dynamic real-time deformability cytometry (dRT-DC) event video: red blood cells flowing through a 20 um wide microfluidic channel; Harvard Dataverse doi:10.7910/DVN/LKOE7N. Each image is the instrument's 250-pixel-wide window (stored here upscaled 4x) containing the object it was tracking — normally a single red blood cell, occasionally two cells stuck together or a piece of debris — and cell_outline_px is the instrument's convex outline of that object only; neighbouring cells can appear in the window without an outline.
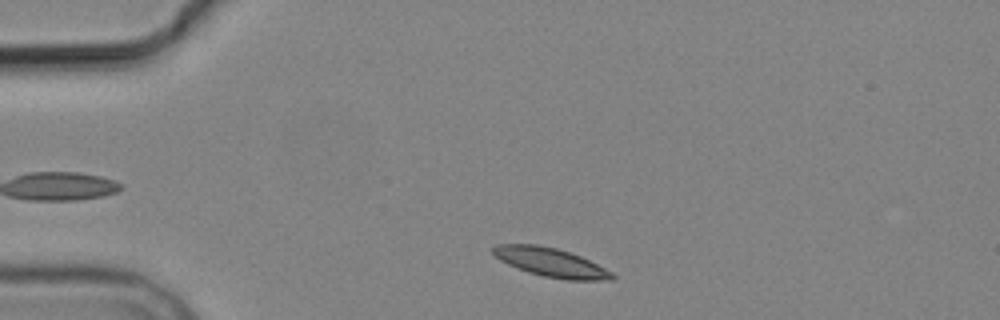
{"species": "common noctule bat (a hibernating species)", "species_latin": "Nyctalus noctula", "temperature_condition": "cold", "stored_images_in_passage": 2, "camera_frame_rate_fps": 3000, "um_per_image_px": 0.085, "animal": {"sex": "male", "body_mass_g": 19.2, "forearm_length_mm": 51.8}, "frame": {"image": 1, "passage_image": 1, "time_ms": 0.0, "image_size_px": [1000, 320], "cell_outline_px": [[616, 276], [612, 280], [564, 280], [544, 276], [528, 272], [508, 264], [500, 260], [492, 252], [492, 248], [496, 244], [536, 244], [556, 248], [580, 256], [612, 272]], "centroid_in_image_um": [46.81, 22.3], "position_along_channel_um": 38.2, "area_um2": 19.83}}